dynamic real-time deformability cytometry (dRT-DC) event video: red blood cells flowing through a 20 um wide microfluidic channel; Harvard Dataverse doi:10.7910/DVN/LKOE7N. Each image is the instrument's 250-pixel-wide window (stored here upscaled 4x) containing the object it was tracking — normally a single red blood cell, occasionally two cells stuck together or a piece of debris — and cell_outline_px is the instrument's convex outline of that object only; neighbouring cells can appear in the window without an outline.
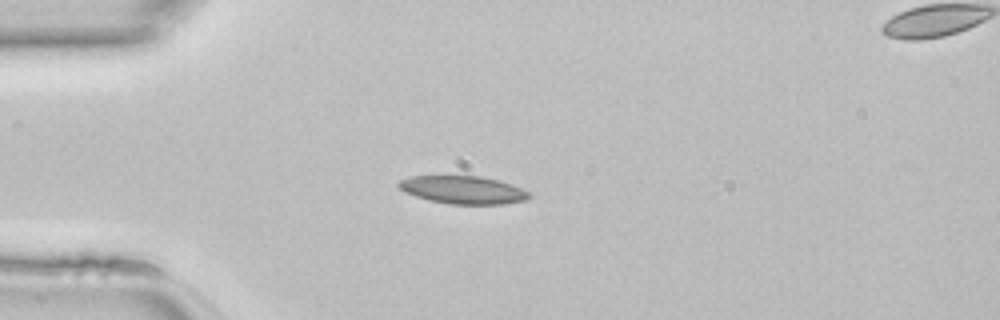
{"species": "common noctule bat (a hibernating species)", "species_latin": "Nyctalus noctula", "temperature_condition": "room temperature", "stored_images_in_passage": 35, "camera_frame_rate_fps": 3000, "um_per_image_px": 0.085, "animal": {"sex": "female", "body_mass_g": 22.7, "forearm_length_mm": 54.2}, "frame": {"image": 1, "passage_image": 1, "time_ms": 0.0, "image_size_px": [1000, 320], "cell_outline_px": [[532, 196], [528, 200], [504, 204], [448, 204], [416, 196], [404, 192], [396, 184], [400, 180], [412, 176], [480, 176], [512, 184], [528, 192]], "centroid_in_image_um": [39.38, 16.14], "position_along_channel_um": 45.6, "area_um2": 21.1}}